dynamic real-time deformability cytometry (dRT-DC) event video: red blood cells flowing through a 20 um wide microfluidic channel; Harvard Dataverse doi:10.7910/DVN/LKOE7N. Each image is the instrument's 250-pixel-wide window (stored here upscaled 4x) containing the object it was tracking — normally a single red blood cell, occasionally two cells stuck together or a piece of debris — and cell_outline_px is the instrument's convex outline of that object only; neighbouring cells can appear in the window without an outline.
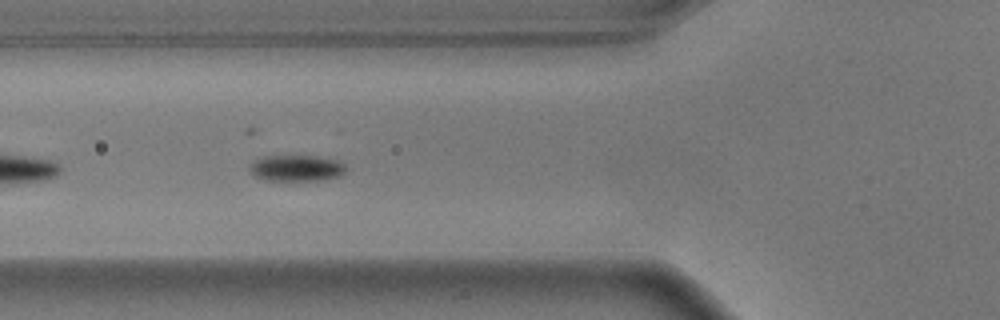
{"species": "common noctule bat (a hibernating species)", "species_latin": "Nyctalus noctula", "temperature_condition": "warm", "stored_images_in_passage": 44, "camera_frame_rate_fps": 3000, "um_per_image_px": 0.085, "animal": {"sex": "male", "body_mass_g": 17.9}, "frame": {"image": 1, "passage_image": 7, "time_ms": 2.0, "image_size_px": [1000, 320], "cell_outline_px": [[348, 168], [340, 176], [320, 180], [264, 180], [256, 176], [252, 172], [252, 164], [256, 160], [264, 156], [312, 156], [336, 160], [344, 164]], "centroid_in_image_um": [25.25, 14.29], "position_along_channel_um": 100.5, "area_um2": 14.33}}
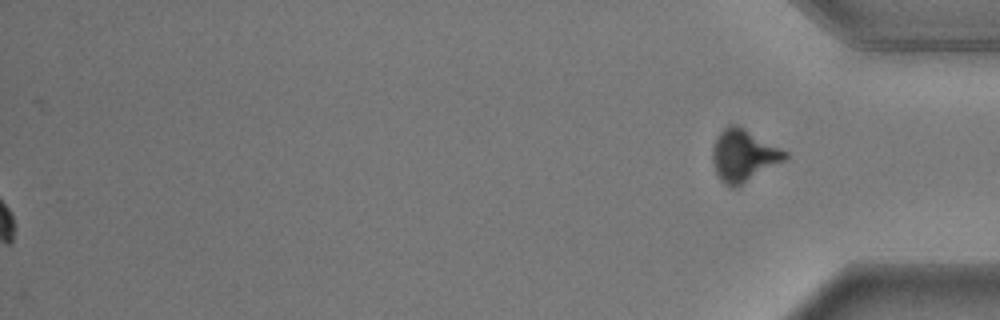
{"frame": {"image": 2, "passage_image": 44, "time_ms": 14.333, "image_size_px": [1000, 320], "cell_outline_px": [[788, 160], [736, 188], [732, 188], [724, 184], [720, 180], [716, 172], [712, 160], [712, 148], [716, 136], [728, 124], [740, 124], [788, 152]], "centroid_in_image_um": [63.23, 13.21], "position_along_channel_um": 372.0, "area_um2": 22.72}, "authors_computed_cell_mechanics": {"area_um2": 15.2303, "velocity_mm_per_s": 3.5955, "shape_relaxation_time_tau1_ms": 1.5509, "shape_relaxation_time_tau2_ms": null, "deformation_change_tau1": 0.1119, "deformation_change_tau2": null}}